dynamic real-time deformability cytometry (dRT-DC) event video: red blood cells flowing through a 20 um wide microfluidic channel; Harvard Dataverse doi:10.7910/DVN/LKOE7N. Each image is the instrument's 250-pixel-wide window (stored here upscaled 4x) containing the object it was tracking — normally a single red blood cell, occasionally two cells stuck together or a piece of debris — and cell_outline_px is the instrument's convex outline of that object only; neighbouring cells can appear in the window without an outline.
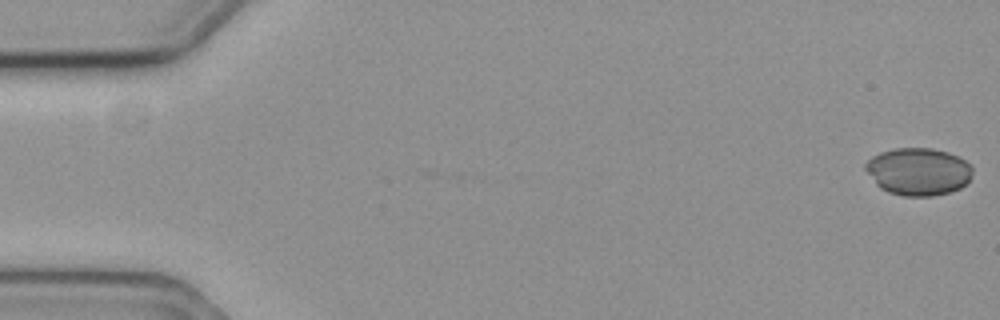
{"species": "common noctule bat (a hibernating species)", "species_latin": "Nyctalus noctula", "temperature_condition": "cold", "stored_images_in_passage": 5, "camera_frame_rate_fps": 3000, "um_per_image_px": 0.085, "animal": {"sex": "female", "body_mass_g": 19.3, "forearm_length_mm": 54.1}, "frame": {"image": 1, "passage_image": 1, "time_ms": 0.0, "image_size_px": [1000, 320], "cell_outline_px": [[972, 172], [968, 184], [952, 192], [932, 196], [904, 196], [888, 192], [880, 188], [876, 184], [864, 168], [864, 164], [872, 156], [880, 152], [896, 148], [932, 148], [948, 152], [972, 164]], "centroid_in_image_um": [78.07, 14.59], "position_along_channel_um": 6.9, "area_um2": 29.88}}